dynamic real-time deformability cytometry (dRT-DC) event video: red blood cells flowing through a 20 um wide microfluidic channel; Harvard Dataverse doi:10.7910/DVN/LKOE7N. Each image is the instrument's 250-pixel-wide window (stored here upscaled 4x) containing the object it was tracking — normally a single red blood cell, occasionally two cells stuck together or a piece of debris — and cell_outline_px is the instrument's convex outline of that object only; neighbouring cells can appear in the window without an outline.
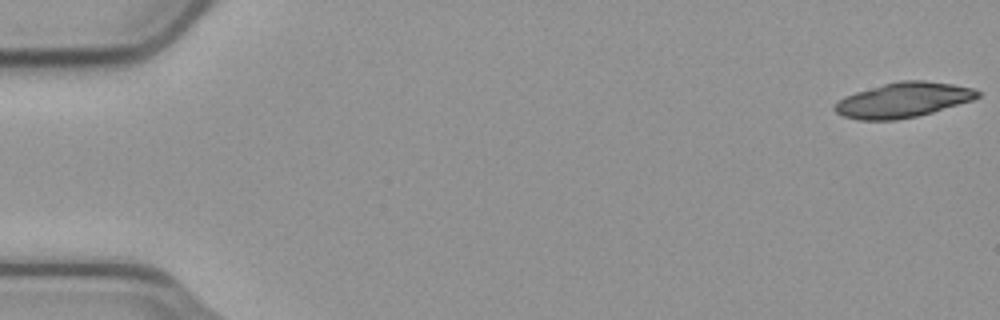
{"species": "common noctule bat (a hibernating species)", "species_latin": "Nyctalus noctula", "temperature_condition": "cold", "stored_images_in_passage": 20, "camera_frame_rate_fps": 3000, "um_per_image_px": 0.085, "animal": {"sex": "male", "body_mass_g": 23.1, "forearm_length_mm": 52.7}, "frame": {"image": 1, "passage_image": 1, "time_ms": 0.0, "image_size_px": [1000, 320], "cell_outline_px": [[980, 96], [972, 100], [932, 112], [916, 116], [896, 120], [856, 120], [844, 116], [836, 112], [832, 108], [832, 104], [844, 96], [856, 92], [884, 84], [900, 80], [924, 80], [952, 84], [972, 88], [980, 92]], "centroid_in_image_um": [76.72, 8.5], "position_along_channel_um": 8.3, "area_um2": 29.02}}